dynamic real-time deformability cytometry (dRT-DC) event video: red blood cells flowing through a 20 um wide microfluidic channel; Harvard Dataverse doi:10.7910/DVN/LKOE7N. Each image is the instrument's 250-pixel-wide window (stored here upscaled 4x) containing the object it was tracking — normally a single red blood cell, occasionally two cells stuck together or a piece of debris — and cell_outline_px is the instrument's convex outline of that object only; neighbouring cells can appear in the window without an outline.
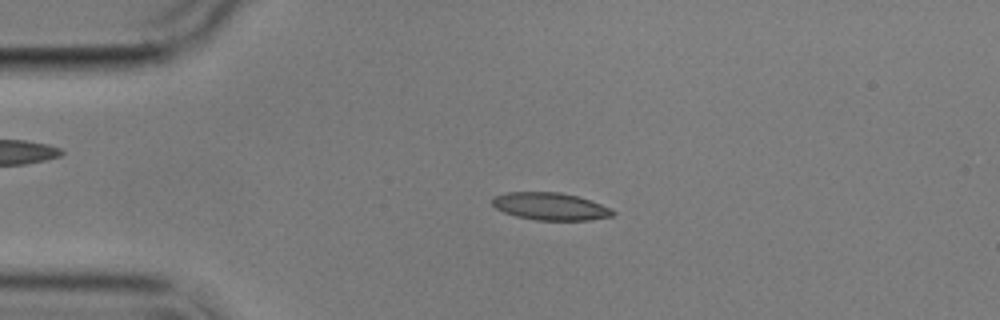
{"species": "common noctule bat (a hibernating species)", "species_latin": "Nyctalus noctula", "temperature_condition": "cold", "stored_images_in_passage": 3, "camera_frame_rate_fps": 3000, "um_per_image_px": 0.085, "animal": {"sex": "male", "body_mass_g": 17.9}, "frame": {"image": 1, "passage_image": 2, "time_ms": 1.0, "image_size_px": [1000, 320], "cell_outline_px": [[616, 212], [612, 216], [588, 220], [536, 220], [516, 216], [504, 212], [496, 208], [492, 204], [492, 196], [504, 192], [560, 192], [576, 196], [612, 208]], "centroid_in_image_um": [46.74, 17.54], "position_along_channel_um": 38.3, "area_um2": 19.25}}